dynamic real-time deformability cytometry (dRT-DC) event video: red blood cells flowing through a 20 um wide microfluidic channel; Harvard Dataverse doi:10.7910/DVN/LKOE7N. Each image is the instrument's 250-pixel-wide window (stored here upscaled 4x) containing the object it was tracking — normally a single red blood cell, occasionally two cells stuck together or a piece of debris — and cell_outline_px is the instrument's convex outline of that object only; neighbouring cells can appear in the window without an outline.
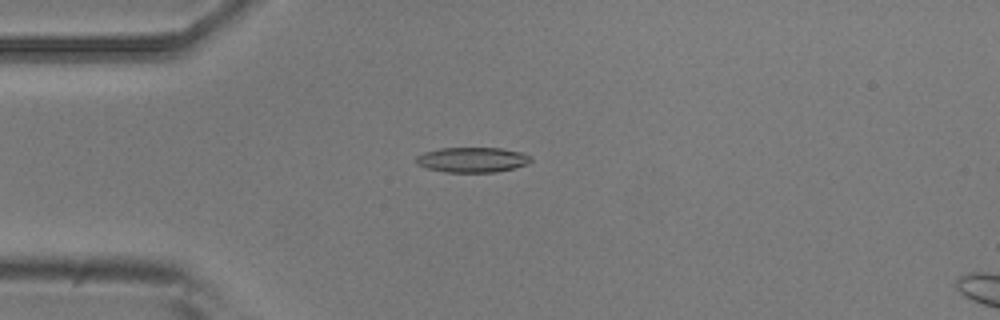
{"species": "common noctule bat (a hibernating species)", "species_latin": "Nyctalus noctula", "temperature_condition": "room temperature", "stored_images_in_passage": 41, "camera_frame_rate_fps": 3000, "um_per_image_px": 0.085, "animal": {"sex": "male", "body_mass_g": 20.5, "forearm_length_mm": 52.5}, "frame": {"image": 1, "passage_image": 1, "time_ms": 0.0, "image_size_px": [1000, 320], "cell_outline_px": [[532, 160], [528, 164], [496, 172], [444, 172], [428, 168], [416, 164], [416, 156], [424, 152], [440, 148], [500, 148], [520, 152], [532, 156]], "centroid_in_image_um": [40.14, 13.58], "position_along_channel_um": 44.9, "area_um2": 16.76}}
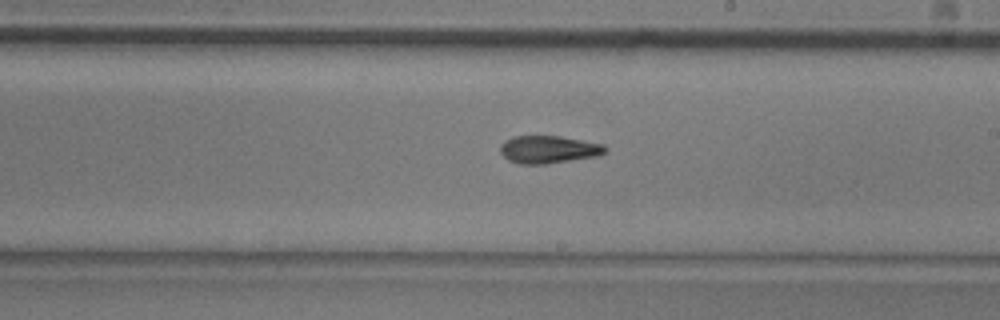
{"frame": {"image": 2, "passage_image": 18, "time_ms": 5.667, "image_size_px": [1000, 320], "cell_outline_px": [[608, 148], [600, 156], [548, 164], [520, 164], [508, 160], [500, 152], [500, 144], [504, 140], [512, 136], [560, 136], [604, 144]], "centroid_in_image_um": [46.63, 12.71], "position_along_channel_um": 242.4, "area_um2": 17.17}}
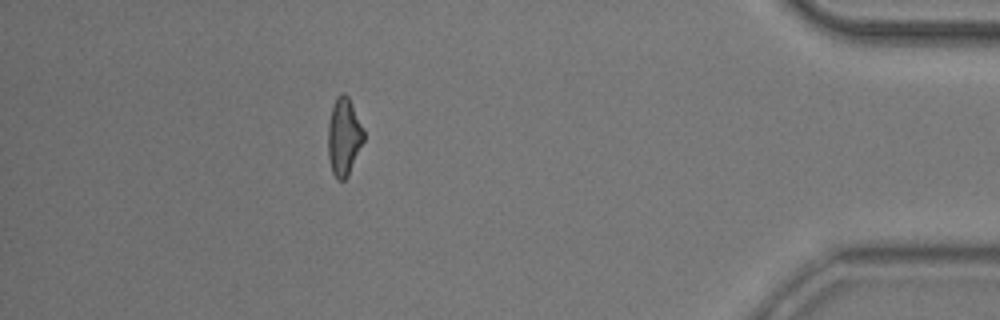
{"frame": {"image": 3, "passage_image": 35, "time_ms": 11.333, "image_size_px": [1000, 320], "cell_outline_px": [[364, 140], [348, 176], [344, 180], [336, 180], [332, 172], [328, 156], [328, 124], [332, 108], [336, 96], [340, 92], [344, 92], [348, 96], [352, 104], [364, 132]], "centroid_in_image_um": [29.21, 11.63], "position_along_channel_um": 406.0, "area_um2": 16.13}, "authors_computed_cell_mechanics": {"area_um2": 16.6464, "velocity_mm_per_s": 3.7583, "shape_relaxation_time_tau1_ms": 4.6721, "shape_relaxation_time_tau2_ms": 3.5472, "deformation_change_tau1": 0.197, "deformation_change_tau2": 0.1286}}